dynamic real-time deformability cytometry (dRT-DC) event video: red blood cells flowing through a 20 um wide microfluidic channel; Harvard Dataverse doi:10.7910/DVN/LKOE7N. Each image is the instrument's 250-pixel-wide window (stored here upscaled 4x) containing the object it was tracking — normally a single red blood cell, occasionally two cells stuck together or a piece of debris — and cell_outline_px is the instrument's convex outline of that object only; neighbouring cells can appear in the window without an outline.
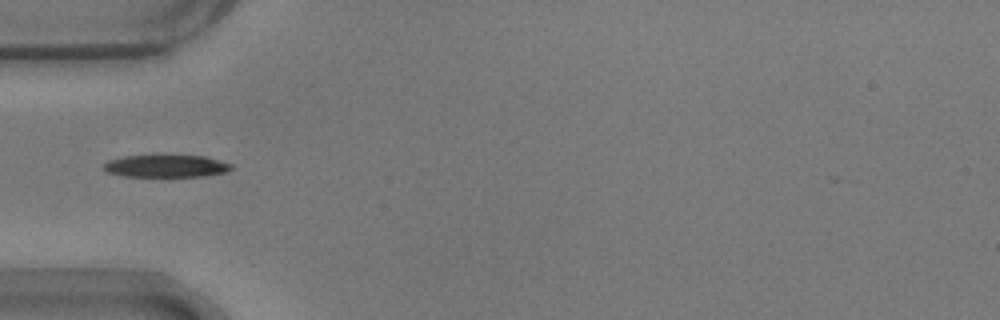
{"species": "common noctule bat (a hibernating species)", "species_latin": "Nyctalus noctula", "temperature_condition": "warm", "stored_images_in_passage": 38, "camera_frame_rate_fps": 3000, "um_per_image_px": 0.085, "animal": {"sex": "male", "body_mass_g": 17.9}, "frame": {"image": 1, "passage_image": 1, "time_ms": 0.0, "image_size_px": [1000, 320], "cell_outline_px": [[232, 168], [224, 172], [200, 176], [124, 176], [108, 172], [104, 168], [104, 164], [108, 160], [124, 156], [204, 156], [232, 164]], "centroid_in_image_um": [14.1, 14.11], "position_along_channel_um": 70.9, "area_um2": 16.18}}
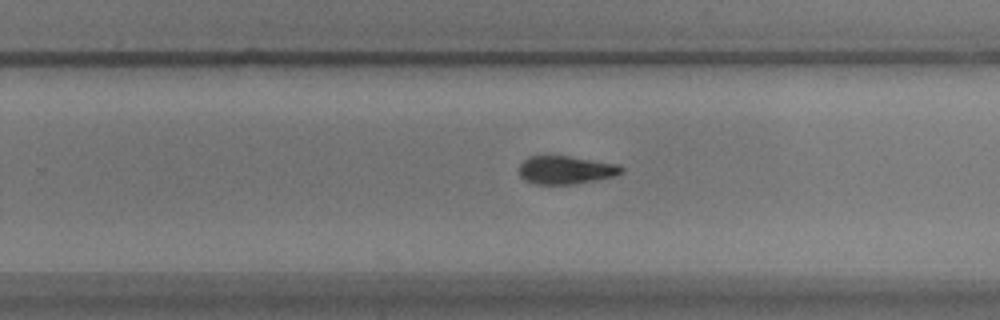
{"frame": {"image": 2, "passage_image": 18, "time_ms": 5.667, "image_size_px": [1000, 320], "cell_outline_px": [[624, 172], [616, 176], [576, 184], [532, 184], [524, 180], [520, 176], [520, 164], [528, 156], [568, 156], [620, 164], [624, 168]], "centroid_in_image_um": [48.13, 14.45], "position_along_channel_um": 281.7, "area_um2": 16.99}}
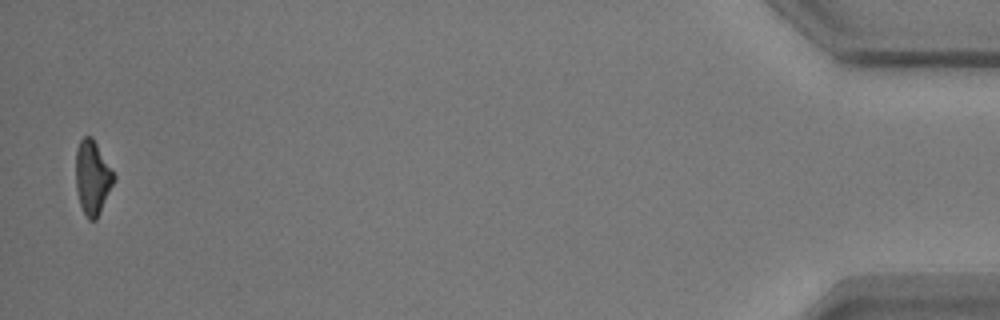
{"frame": {"image": 3, "passage_image": 37, "time_ms": 12.0, "image_size_px": [1000, 320], "cell_outline_px": [[116, 180], [96, 220], [88, 220], [80, 204], [76, 188], [76, 148], [80, 140], [84, 136], [92, 136], [116, 176]], "centroid_in_image_um": [7.87, 15.08], "position_along_channel_um": 427.3, "area_um2": 16.47}}